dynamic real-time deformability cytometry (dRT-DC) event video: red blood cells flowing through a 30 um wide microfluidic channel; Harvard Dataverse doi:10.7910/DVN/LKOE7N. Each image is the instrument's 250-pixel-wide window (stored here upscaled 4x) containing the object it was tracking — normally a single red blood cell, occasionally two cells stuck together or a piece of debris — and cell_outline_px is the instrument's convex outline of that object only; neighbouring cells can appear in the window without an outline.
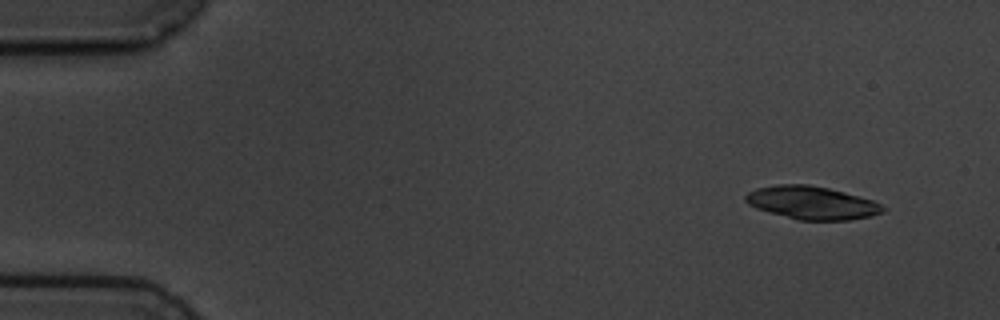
{"species": "common noctule bat (a hibernating species)", "species_latin": "Nyctalus noctula", "temperature_condition": "cold", "stored_images_in_passage": 3, "camera_frame_rate_fps": 3000, "um_per_image_px": 0.085, "animal": {"sex": "male", "body_mass_g": 19.5, "forearm_length_mm": 54.6}, "frame": {"image": 1, "passage_image": 1, "time_ms": 0.0, "image_size_px": [1000, 320], "cell_outline_px": [[888, 208], [884, 212], [872, 216], [848, 220], [796, 220], [756, 208], [748, 204], [744, 200], [744, 196], [748, 192], [756, 188], [776, 184], [808, 184], [828, 188], [844, 192], [872, 200]], "centroid_in_image_um": [69.0, 17.24], "position_along_channel_um": 16.0, "area_um2": 26.59}}
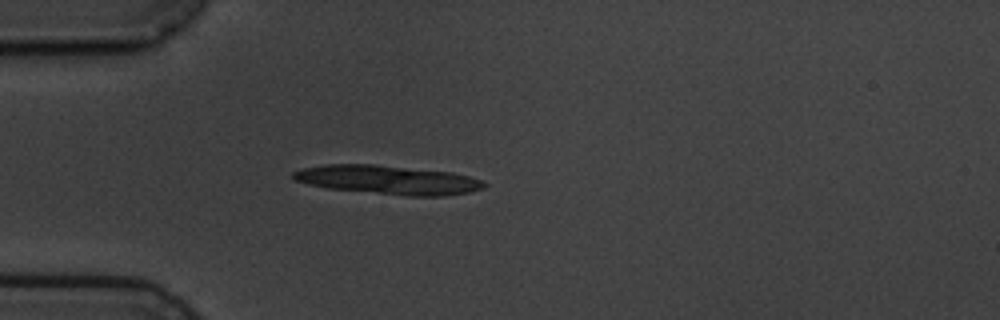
{"frame": {"image": 2, "passage_image": 3, "time_ms": 3.667, "image_size_px": [1000, 320], "cell_outline_px": [[488, 184], [484, 188], [468, 192], [444, 196], [408, 196], [328, 188], [308, 184], [292, 180], [292, 172], [304, 168], [328, 164], [376, 164], [452, 172], [484, 180]], "centroid_in_image_um": [33.0, 15.28], "position_along_channel_um": 52.0, "area_um2": 32.25}}